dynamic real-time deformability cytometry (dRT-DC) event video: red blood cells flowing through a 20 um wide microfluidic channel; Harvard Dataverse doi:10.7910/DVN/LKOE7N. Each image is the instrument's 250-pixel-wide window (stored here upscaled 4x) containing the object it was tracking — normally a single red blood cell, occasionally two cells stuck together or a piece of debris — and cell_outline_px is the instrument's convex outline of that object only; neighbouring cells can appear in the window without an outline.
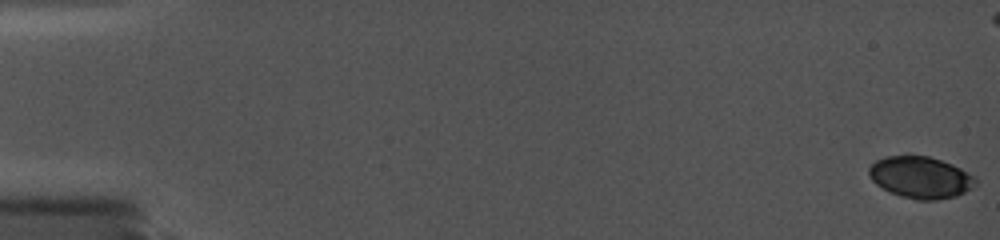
{"species": "common noctule bat (a hibernating species)", "species_latin": "Nyctalus noctula", "temperature_condition": "cold", "stored_images_in_passage": 8, "camera_frame_rate_fps": 5000, "um_per_image_px": 0.085, "animal": {"sex": "female", "body_mass_g": 19.0, "forearm_length_mm": 56.7}, "frame": {"image": 1, "passage_image": 1, "time_ms": 0.0, "image_size_px": [1000, 240], "cell_outline_px": [[976, 184], [972, 188], [956, 196], [936, 200], [916, 200], [900, 196], [876, 184], [872, 180], [868, 172], [868, 168], [876, 160], [888, 156], [928, 156], [952, 164], [976, 176]], "centroid_in_image_um": [78.27, 15.08], "position_along_channel_um": 6.7, "area_um2": 25.78}}